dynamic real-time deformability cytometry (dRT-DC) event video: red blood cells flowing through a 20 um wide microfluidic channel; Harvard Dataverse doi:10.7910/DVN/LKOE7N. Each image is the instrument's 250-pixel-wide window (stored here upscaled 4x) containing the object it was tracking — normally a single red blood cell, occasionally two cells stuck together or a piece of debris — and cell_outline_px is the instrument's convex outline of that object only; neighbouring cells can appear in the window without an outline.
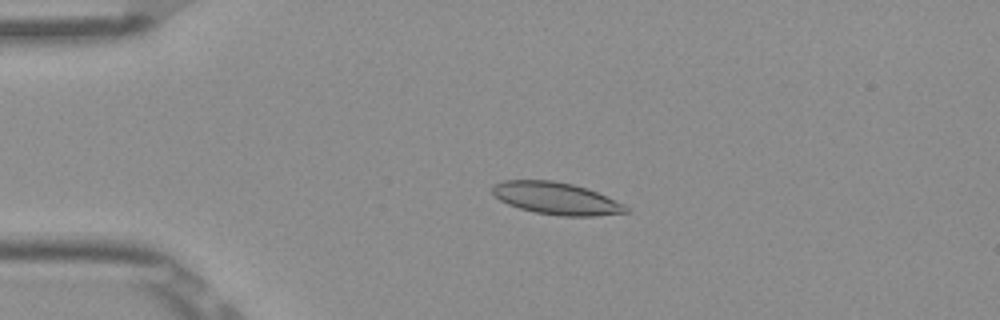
{"species": "Egyptian fruit bat (a non-hibernating species)", "species_latin": "Rousettus aegyptiacus", "temperature_condition": "room temperature", "stored_images_in_passage": 52, "camera_frame_rate_fps": 3000, "um_per_image_px": 0.085, "frame": {"image": 1, "passage_image": 12, "time_ms": 3.667, "image_size_px": [1000, 320], "cell_outline_px": [[628, 212], [596, 216], [560, 216], [536, 212], [520, 208], [508, 204], [500, 200], [492, 192], [492, 188], [496, 184], [504, 180], [552, 180], [572, 184], [596, 192], [624, 204], [628, 208]], "centroid_in_image_um": [47.27, 16.87], "position_along_channel_um": 37.7, "area_um2": 24.68}}
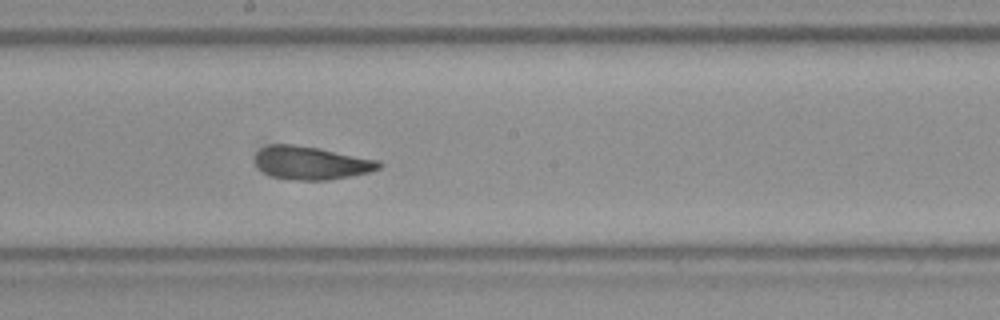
{"frame": {"image": 2, "passage_image": 29, "time_ms": 9.333, "image_size_px": [1000, 320], "cell_outline_px": [[384, 164], [380, 168], [368, 172], [328, 180], [296, 180], [272, 176], [264, 172], [256, 164], [256, 152], [260, 148], [272, 144], [296, 144], [320, 148], [380, 160]], "centroid_in_image_um": [26.48, 13.83], "position_along_channel_um": 221.7, "area_um2": 23.93}}
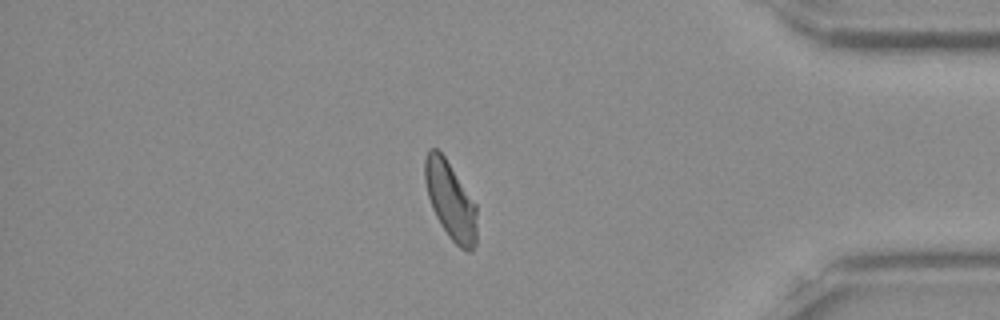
{"frame": {"image": 3, "passage_image": 45, "time_ms": 14.667, "image_size_px": [1000, 320], "cell_outline_px": [[476, 244], [472, 252], [468, 252], [460, 248], [448, 236], [440, 224], [432, 208], [428, 196], [424, 180], [424, 160], [428, 148], [436, 148], [444, 156], [476, 204]], "centroid_in_image_um": [38.28, 17.05], "position_along_channel_um": 396.9, "area_um2": 23.52}, "authors_computed_cell_mechanics": {"area_um2": 24.0737, "velocity_mm_per_s": 3.867, "shape_relaxation_time_tau1_ms": 5.8984, "shape_relaxation_time_tau2_ms": 1.314, "deformation_change_tau1": 0.1442, "deformation_change_tau2": 0.077}}